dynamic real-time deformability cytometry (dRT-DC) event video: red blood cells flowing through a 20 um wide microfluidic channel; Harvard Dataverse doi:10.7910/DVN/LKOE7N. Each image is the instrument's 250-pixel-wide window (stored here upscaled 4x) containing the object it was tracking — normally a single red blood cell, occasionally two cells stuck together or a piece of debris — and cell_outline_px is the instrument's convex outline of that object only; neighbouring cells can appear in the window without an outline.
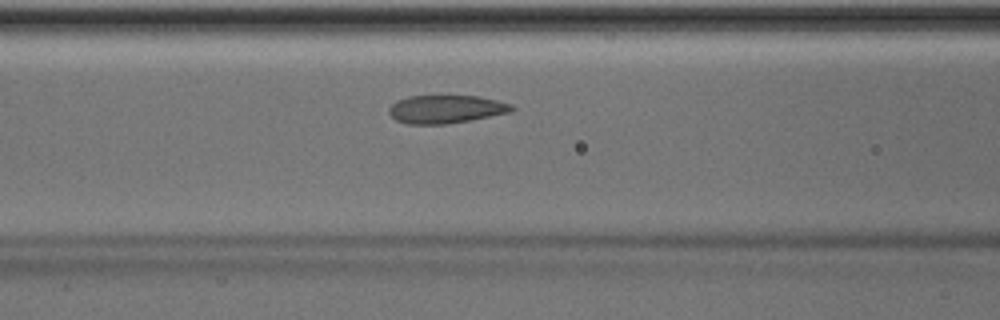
{"species": "Egyptian fruit bat (a non-hibernating species)", "species_latin": "Rousettus aegyptiacus", "temperature_condition": "room temperature", "stored_images_in_passage": 43, "camera_frame_rate_fps": 3000, "um_per_image_px": 0.085, "animal": {"sex": "male"}, "frame": {"image": 1, "passage_image": 13, "time_ms": 4.0, "image_size_px": [1000, 320], "cell_outline_px": [[516, 108], [512, 112], [448, 124], [408, 124], [396, 120], [388, 112], [388, 108], [396, 100], [408, 96], [480, 96], [512, 104]], "centroid_in_image_um": [37.91, 9.28], "position_along_channel_um": 128.7, "area_um2": 20.23}}
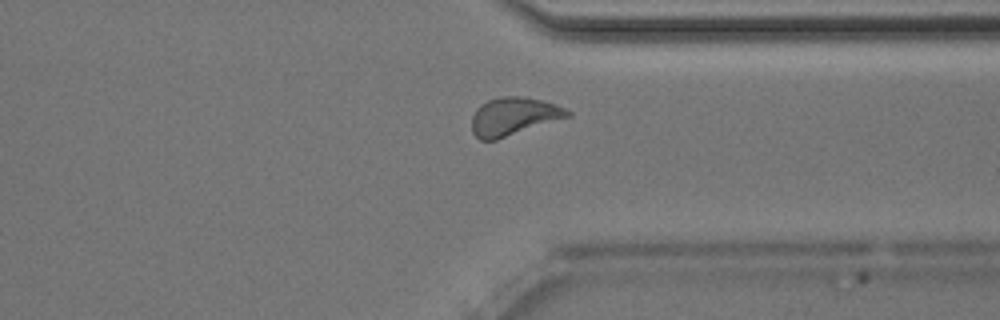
{"frame": {"image": 2, "passage_image": 31, "time_ms": 10.0, "image_size_px": [1000, 320], "cell_outline_px": [[572, 116], [496, 140], [480, 140], [472, 132], [472, 116], [476, 108], [480, 104], [488, 100], [504, 96], [524, 96], [540, 100], [564, 108], [572, 112]], "centroid_in_image_um": [43.64, 9.9], "position_along_channel_um": 367.8, "area_um2": 21.21}, "authors_computed_cell_mechanics": {"area_um2": 20.519, "velocity_mm_per_s": 3.9951, "shape_relaxation_time_tau1_ms": 4.2926, "shape_relaxation_time_tau2_ms": 1.4769, "deformation_change_tau1": 0.1139, "deformation_change_tau2": 0.0654}}